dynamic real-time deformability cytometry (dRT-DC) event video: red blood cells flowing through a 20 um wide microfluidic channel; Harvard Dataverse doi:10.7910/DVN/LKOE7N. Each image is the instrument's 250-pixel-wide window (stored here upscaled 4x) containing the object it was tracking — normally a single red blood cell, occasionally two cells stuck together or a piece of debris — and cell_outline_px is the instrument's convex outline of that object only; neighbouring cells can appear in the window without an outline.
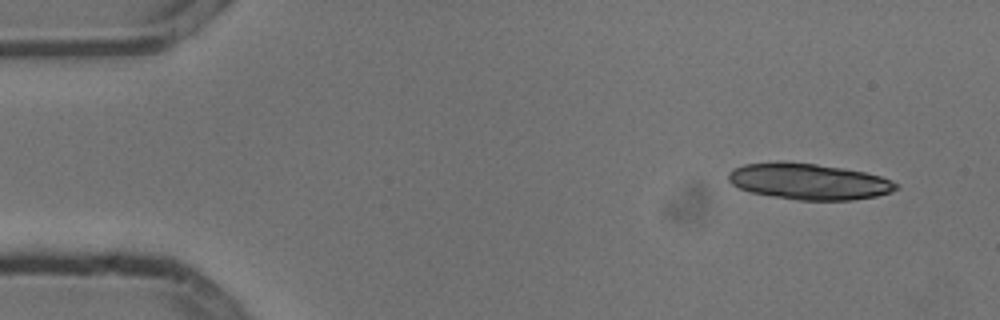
{"species": "common noctule bat (a hibernating species)", "species_latin": "Nyctalus noctula", "temperature_condition": "cold", "stored_images_in_passage": 7, "camera_frame_rate_fps": 3000, "um_per_image_px": 0.085, "animal": {"sex": "male", "body_mass_g": 13.3}, "frame": {"image": 1, "passage_image": 1, "time_ms": 0.0, "image_size_px": [1000, 320], "cell_outline_px": [[900, 188], [892, 192], [876, 196], [852, 200], [796, 200], [772, 196], [752, 192], [740, 188], [732, 184], [728, 180], [728, 172], [732, 168], [744, 164], [784, 160], [816, 164], [864, 172], [880, 176], [896, 184]], "centroid_in_image_um": [68.7, 15.42], "position_along_channel_um": 16.3, "area_um2": 35.37}}
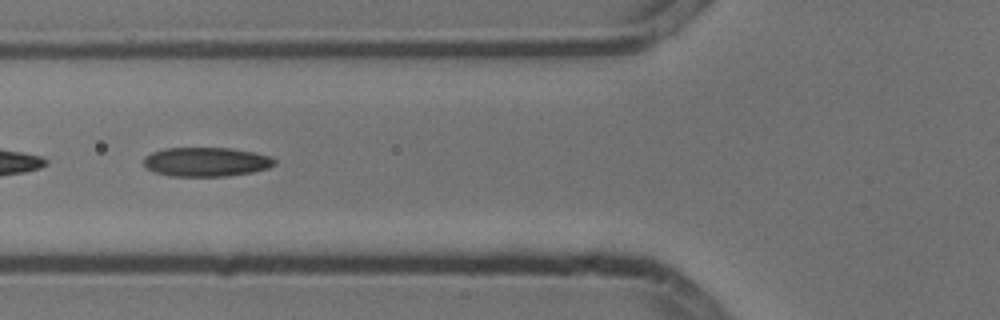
{"frame": {"image": 2, "passage_image": 5, "time_ms": 1.333, "image_size_px": [1000, 320], "cell_outline_px": [[276, 164], [268, 168], [252, 172], [228, 176], [168, 176], [156, 172], [148, 168], [144, 164], [144, 156], [152, 152], [164, 148], [232, 148], [256, 152], [272, 156], [276, 160]], "centroid_in_image_um": [17.57, 13.75], "position_along_channel_um": 108.2, "area_um2": 22.43}}
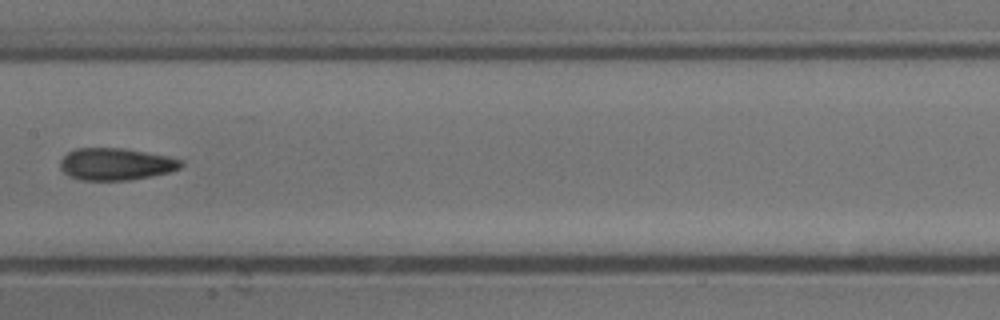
{"frame": {"image": 3, "passage_image": 7, "time_ms": 2.0, "image_size_px": [1000, 320], "cell_outline_px": [[184, 164], [180, 168], [168, 172], [128, 180], [80, 180], [64, 172], [60, 168], [60, 160], [68, 152], [76, 148], [124, 148], [168, 156], [184, 160]], "centroid_in_image_um": [9.86, 13.94], "position_along_channel_um": 197.5, "area_um2": 22.48}}